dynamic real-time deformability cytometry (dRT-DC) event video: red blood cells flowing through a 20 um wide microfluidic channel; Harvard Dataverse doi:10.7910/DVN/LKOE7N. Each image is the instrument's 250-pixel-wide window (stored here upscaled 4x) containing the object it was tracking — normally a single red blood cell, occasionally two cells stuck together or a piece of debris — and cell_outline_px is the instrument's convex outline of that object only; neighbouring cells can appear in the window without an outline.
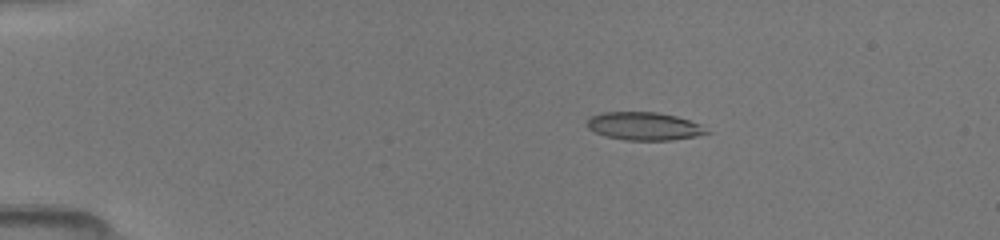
{"species": "common noctule bat (a hibernating species)", "species_latin": "Nyctalus noctula", "temperature_condition": "room temperature", "stored_images_in_passage": 11, "camera_frame_rate_fps": 3000, "um_per_image_px": 0.085, "animal": {"sex": "female", "body_mass_g": 19.5, "forearm_length_mm": 54.1}, "frame": {"image": 1, "passage_image": 4, "time_ms": 2.333, "image_size_px": [1000, 240], "cell_outline_px": [[712, 132], [696, 136], [672, 140], [624, 140], [604, 136], [588, 128], [588, 116], [600, 112], [656, 112], [676, 116], [700, 124]], "centroid_in_image_um": [54.74, 10.72], "position_along_channel_um": 30.3, "area_um2": 19.59}}
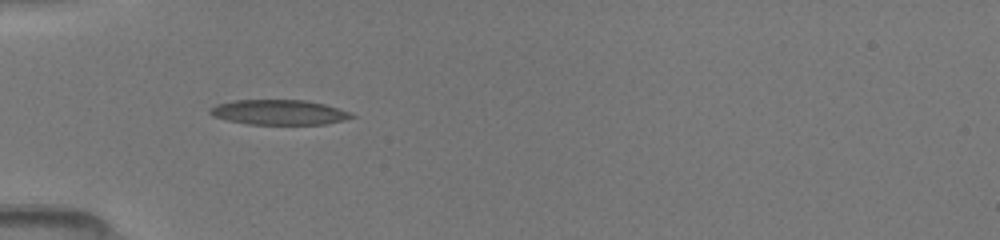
{"frame": {"image": 2, "passage_image": 8, "time_ms": 4.667, "image_size_px": [1000, 240], "cell_outline_px": [[356, 116], [344, 120], [324, 124], [248, 124], [228, 120], [212, 116], [208, 112], [208, 108], [216, 104], [236, 100], [308, 100], [324, 104], [352, 112]], "centroid_in_image_um": [23.71, 9.54], "position_along_channel_um": 61.3, "area_um2": 20.69}}
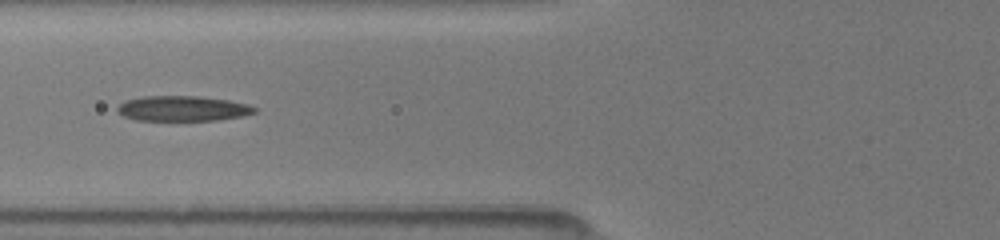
{"frame": {"image": 3, "passage_image": 10, "time_ms": 6.0, "image_size_px": [1000, 240], "cell_outline_px": [[256, 112], [240, 116], [216, 120], [136, 120], [124, 116], [116, 112], [116, 108], [124, 100], [144, 96], [200, 96], [228, 100], [248, 104], [256, 108]], "centroid_in_image_um": [15.48, 9.21], "position_along_channel_um": 110.3, "area_um2": 20.11}}